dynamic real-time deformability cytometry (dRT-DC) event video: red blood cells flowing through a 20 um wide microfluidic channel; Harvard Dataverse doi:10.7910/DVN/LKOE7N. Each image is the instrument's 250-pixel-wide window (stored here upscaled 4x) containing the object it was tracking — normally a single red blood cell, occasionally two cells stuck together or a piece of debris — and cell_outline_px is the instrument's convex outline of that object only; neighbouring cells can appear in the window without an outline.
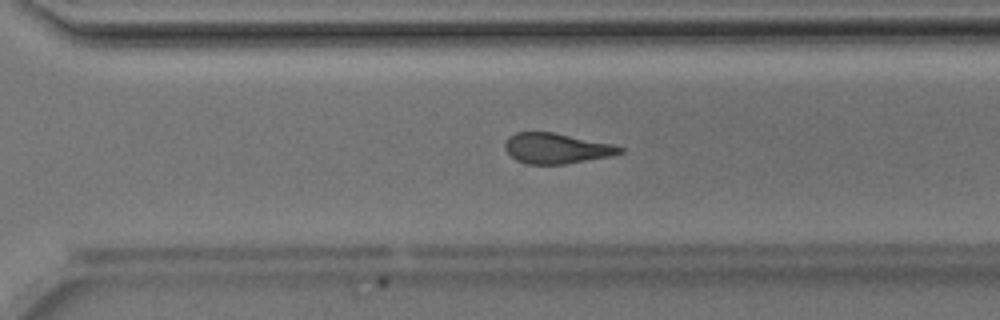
{"species": "Egyptian fruit bat (a non-hibernating species)", "species_latin": "Rousettus aegyptiacus", "temperature_condition": "room temperature", "stored_images_in_passage": 41, "camera_frame_rate_fps": 3000, "um_per_image_px": 0.085, "animal": {"sex": "male"}, "frame": {"image": 1, "passage_image": 30, "time_ms": 9.667, "image_size_px": [1000, 320], "cell_outline_px": [[624, 152], [612, 156], [564, 164], [524, 164], [516, 160], [504, 148], [504, 144], [508, 136], [516, 132], [552, 132], [612, 144], [624, 148]], "centroid_in_image_um": [47.28, 12.61], "position_along_channel_um": 323.3, "area_um2": 20.35}}
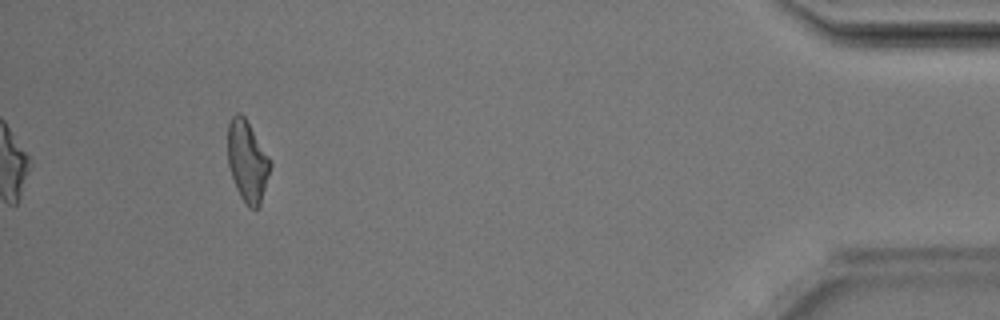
{"frame": {"image": 2, "passage_image": 41, "time_ms": 13.333, "image_size_px": [1000, 320], "cell_outline_px": [[272, 164], [260, 204], [256, 208], [248, 208], [240, 196], [236, 188], [228, 164], [228, 124], [232, 116], [236, 112], [240, 112], [244, 116], [272, 160]], "centroid_in_image_um": [21.03, 13.68], "position_along_channel_um": 414.2, "area_um2": 20.11}, "authors_computed_cell_mechanics": {"area_um2": 21.9062, "velocity_mm_per_s": 4.2026, "shape_relaxation_time_tau1_ms": null, "shape_relaxation_time_tau2_ms": 3.1302, "deformation_change_tau1": null, "deformation_change_tau2": 0.115}}